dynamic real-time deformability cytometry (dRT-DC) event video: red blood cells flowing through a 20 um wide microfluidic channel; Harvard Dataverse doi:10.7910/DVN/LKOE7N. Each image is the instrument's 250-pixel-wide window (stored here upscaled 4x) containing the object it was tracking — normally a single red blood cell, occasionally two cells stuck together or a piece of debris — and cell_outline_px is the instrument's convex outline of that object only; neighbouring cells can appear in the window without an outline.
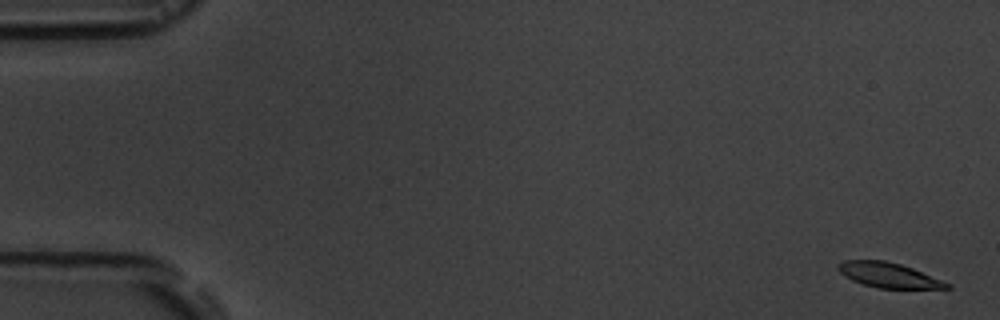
{"species": "common noctule bat (a hibernating species)", "species_latin": "Nyctalus noctula", "temperature_condition": "room temperature", "stored_images_in_passage": 17, "camera_frame_rate_fps": 3000, "um_per_image_px": 0.085, "animal": {"sex": "male", "body_mass_g": 19.5, "forearm_length_mm": 54.6}, "frame": {"image": 1, "passage_image": 1, "time_ms": 0.0, "image_size_px": [1000, 320], "cell_outline_px": [[952, 288], [876, 288], [852, 280], [844, 276], [836, 268], [836, 264], [844, 260], [884, 260], [900, 264], [912, 268], [952, 284]], "centroid_in_image_um": [75.5, 23.38], "position_along_channel_um": 9.5, "area_um2": 15.78}}
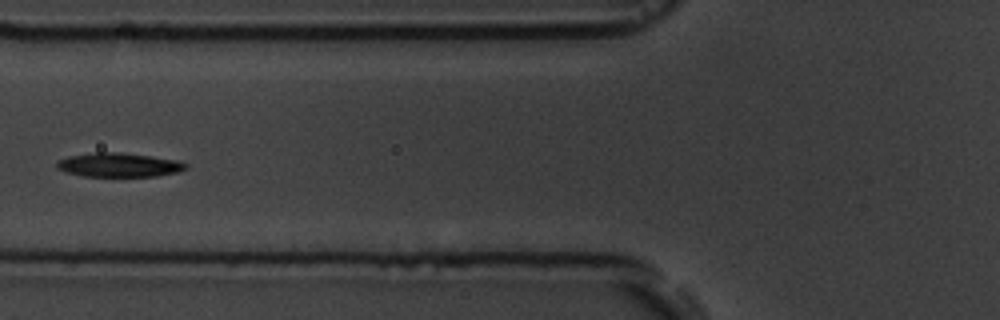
{"frame": {"image": 2, "passage_image": 7, "time_ms": 7.0, "image_size_px": [1000, 320], "cell_outline_px": [[188, 168], [176, 172], [156, 176], [84, 176], [64, 172], [56, 168], [56, 160], [68, 156], [96, 152], [120, 152], [152, 156], [176, 160], [188, 164]], "centroid_in_image_um": [10.06, 14.01], "position_along_channel_um": 115.7, "area_um2": 18.15}}
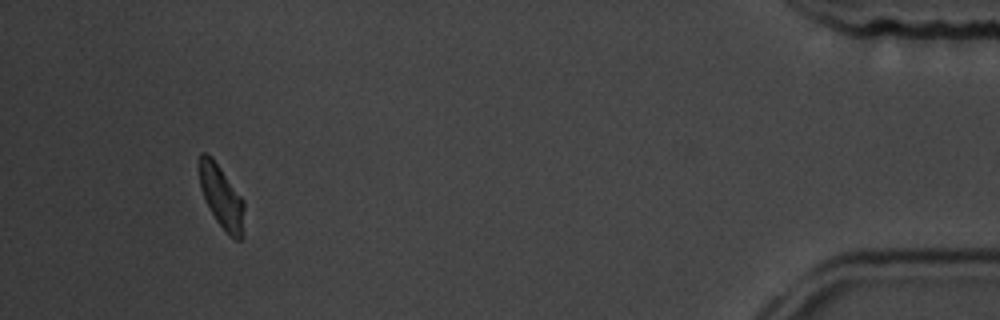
{"frame": {"image": 3, "passage_image": 16, "time_ms": 17.333, "image_size_px": [1000, 320], "cell_outline_px": [[244, 236], [240, 240], [236, 240], [228, 236], [216, 220], [200, 188], [200, 152], [208, 152], [212, 156], [244, 200]], "centroid_in_image_um": [18.87, 16.77], "position_along_channel_um": 416.3, "area_um2": 16.53}, "authors_computed_cell_mechanics": {"area_um2": 17.2822, "velocity_mm_per_s": 3.5737, "shape_relaxation_time_tau1_ms": 1.8001, "shape_relaxation_time_tau2_ms": null, "deformation_change_tau1": 0.081, "deformation_change_tau2": null}}